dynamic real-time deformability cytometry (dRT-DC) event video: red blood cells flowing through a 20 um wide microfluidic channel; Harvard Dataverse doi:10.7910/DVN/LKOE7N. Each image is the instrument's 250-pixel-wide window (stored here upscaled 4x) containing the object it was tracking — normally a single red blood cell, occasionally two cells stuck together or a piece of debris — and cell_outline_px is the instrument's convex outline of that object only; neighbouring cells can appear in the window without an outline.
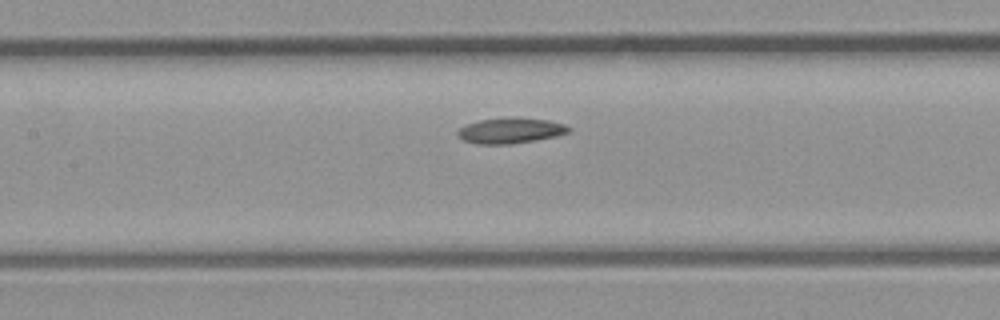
{"species": "common noctule bat (a hibernating species)", "species_latin": "Nyctalus noctula", "temperature_condition": "room temperature", "stored_images_in_passage": 21, "camera_frame_rate_fps": 3000, "um_per_image_px": 0.085, "animal": {"sex": "male", "body_mass_g": 23.1, "forearm_length_mm": 52.7}, "frame": {"image": 1, "passage_image": 7, "time_ms": 2.0, "image_size_px": [1000, 320], "cell_outline_px": [[572, 132], [556, 136], [536, 140], [508, 144], [476, 144], [464, 140], [456, 132], [464, 124], [480, 120], [548, 120], [564, 124], [572, 128]], "centroid_in_image_um": [43.41, 11.15], "position_along_channel_um": 164.0, "area_um2": 15.78}}
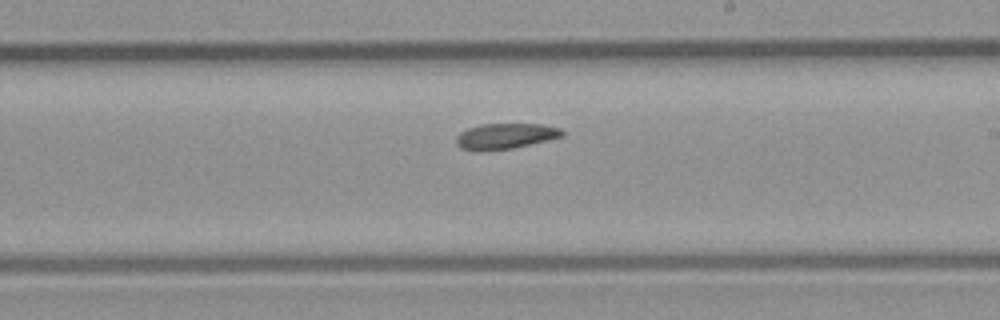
{"frame": {"image": 2, "passage_image": 12, "time_ms": 3.667, "image_size_px": [1000, 320], "cell_outline_px": [[564, 136], [548, 140], [512, 148], [460, 148], [456, 144], [456, 136], [460, 132], [468, 128], [480, 124], [544, 124], [560, 128], [564, 132]], "centroid_in_image_um": [43.02, 11.52], "position_along_channel_um": 246.0, "area_um2": 15.26}}
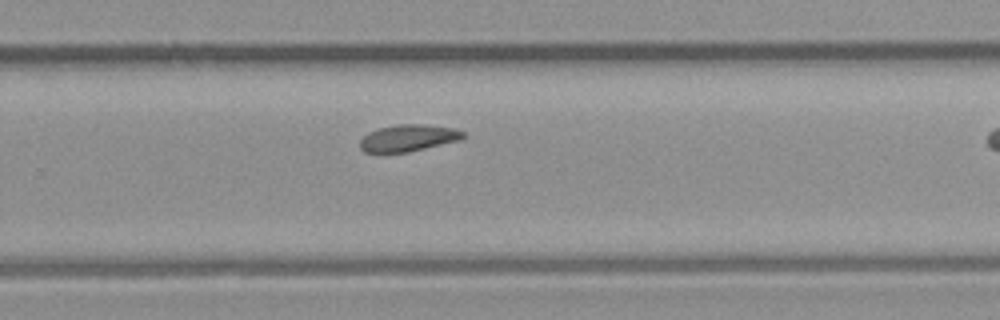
{"frame": {"image": 3, "passage_image": 15, "time_ms": 4.667, "image_size_px": [1000, 320], "cell_outline_px": [[464, 136], [460, 140], [408, 152], [364, 152], [360, 148], [360, 140], [368, 132], [380, 128], [400, 124], [424, 124], [452, 128], [464, 132]], "centroid_in_image_um": [34.69, 11.73], "position_along_channel_um": 295.1, "area_um2": 15.9}}